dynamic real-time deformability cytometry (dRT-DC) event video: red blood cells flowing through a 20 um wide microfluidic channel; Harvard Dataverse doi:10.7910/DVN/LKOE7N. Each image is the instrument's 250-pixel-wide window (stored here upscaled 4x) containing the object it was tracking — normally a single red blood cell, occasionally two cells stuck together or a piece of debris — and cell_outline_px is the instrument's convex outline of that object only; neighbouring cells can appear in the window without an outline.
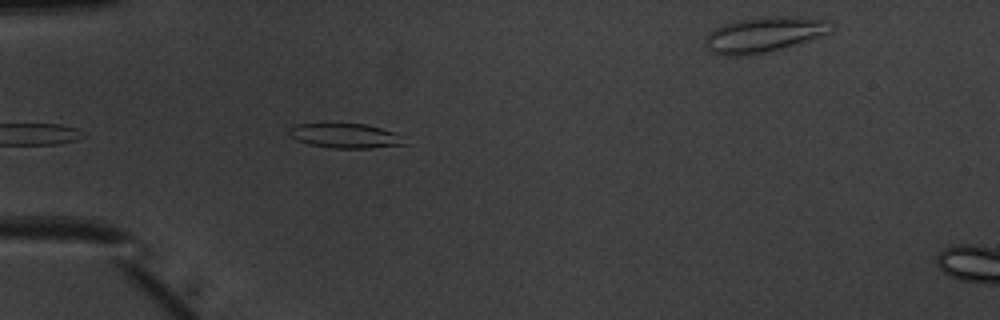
{"species": "common noctule bat (a hibernating species)", "species_latin": "Nyctalus noctula", "temperature_condition": "warm", "stored_images_in_passage": 35, "camera_frame_rate_fps": 3000, "um_per_image_px": 0.085, "animal": {"sex": "male", "body_mass_g": 20.1, "forearm_length_mm": 53.5}, "frame": {"image": 1, "passage_image": 1, "time_ms": 0.0, "image_size_px": [1000, 320], "cell_outline_px": [[408, 144], [372, 148], [332, 148], [308, 144], [288, 136], [288, 128], [296, 124], [364, 124], [396, 132]], "centroid_in_image_um": [29.33, 11.55], "position_along_channel_um": 55.7, "area_um2": 16.53}}
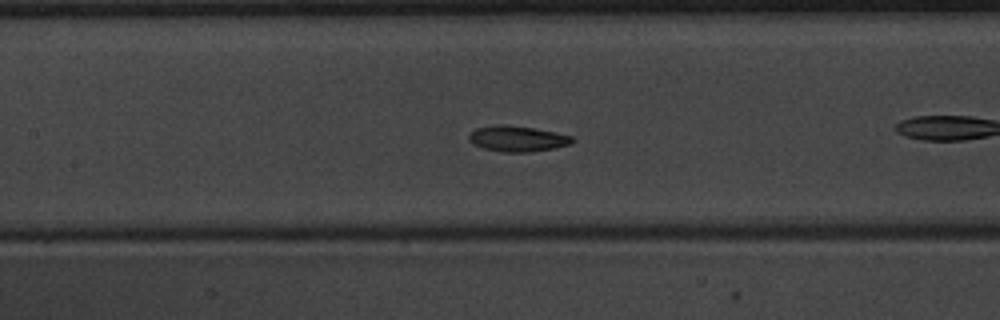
{"frame": {"image": 2, "passage_image": 7, "time_ms": 2.0, "image_size_px": [1000, 320], "cell_outline_px": [[576, 140], [572, 144], [552, 148], [528, 152], [500, 152], [484, 148], [472, 144], [468, 140], [468, 136], [476, 128], [496, 124], [504, 124], [532, 128], [556, 132], [572, 136]], "centroid_in_image_um": [43.97, 11.79], "position_along_channel_um": 163.4, "area_um2": 15.55}}
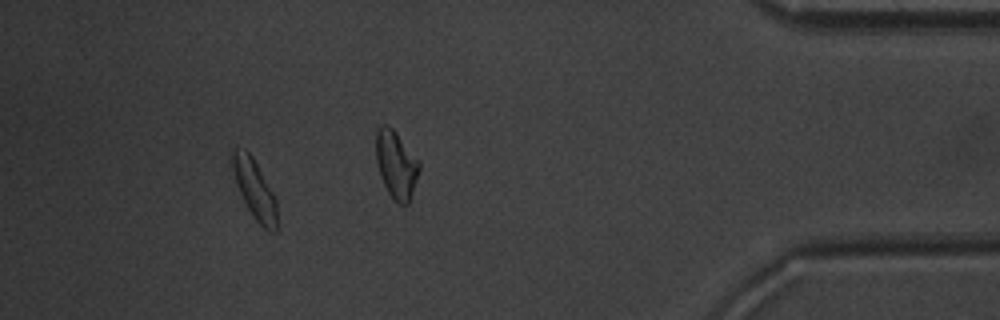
{"frame": {"image": 3, "passage_image": 30, "time_ms": 9.667, "image_size_px": [1000, 320], "cell_outline_px": [[276, 232], [268, 232], [252, 216], [236, 184], [232, 168], [232, 152], [236, 148], [244, 148], [252, 156], [272, 192], [276, 200]], "centroid_in_image_um": [21.63, 16.09], "position_along_channel_um": 413.6, "area_um2": 15.03}, "authors_computed_cell_mechanics": {"area_um2": 15.028, "velocity_mm_per_s": 3.9843, "shape_relaxation_time_tau1_ms": 2.1561, "shape_relaxation_time_tau2_ms": 2.4112, "deformation_change_tau1": 0.0804, "deformation_change_tau2": 0.0645}}